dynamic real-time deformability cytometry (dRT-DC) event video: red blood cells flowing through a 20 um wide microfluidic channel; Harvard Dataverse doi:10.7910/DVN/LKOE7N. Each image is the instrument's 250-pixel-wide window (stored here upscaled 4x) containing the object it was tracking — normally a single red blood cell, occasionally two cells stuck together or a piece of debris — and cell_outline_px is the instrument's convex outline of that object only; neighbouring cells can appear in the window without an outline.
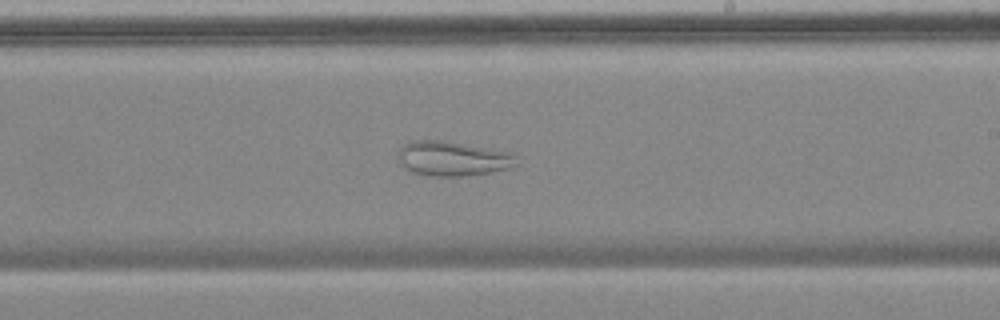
{"species": "common noctule bat (a hibernating species)", "species_latin": "Nyctalus noctula", "temperature_condition": "cold", "stored_images_in_passage": 43, "camera_frame_rate_fps": 3000, "um_per_image_px": 0.085, "animal": {"sex": "female", "body_mass_g": 18.4}, "frame": {"image": 1, "passage_image": 19, "time_ms": 6.0, "image_size_px": [1000, 320], "cell_outline_px": [[520, 164], [508, 168], [492, 172], [460, 176], [432, 176], [412, 172], [404, 168], [396, 156], [400, 148], [404, 144], [412, 140], [444, 140], [492, 148], [512, 152], [516, 156]], "centroid_in_image_um": [38.5, 13.46], "position_along_channel_um": 250.5, "area_um2": 24.33}}
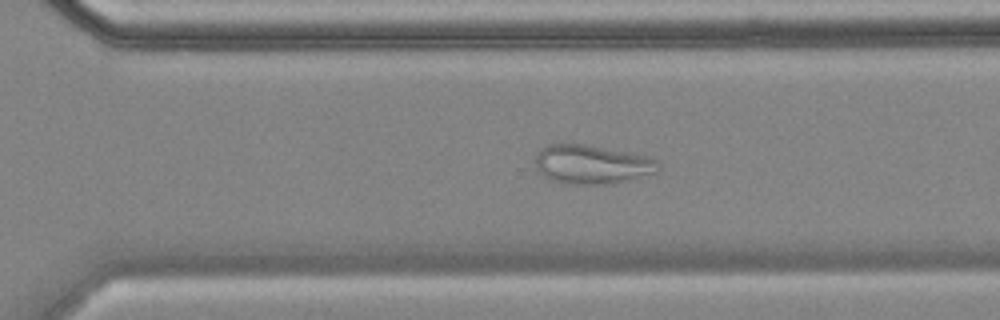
{"frame": {"image": 2, "passage_image": 25, "time_ms": 8.0, "image_size_px": [1000, 320], "cell_outline_px": [[660, 168], [656, 172], [628, 180], [608, 184], [572, 184], [552, 180], [544, 176], [536, 168], [536, 156], [548, 144], [572, 140], [648, 156], [656, 160], [660, 164]], "centroid_in_image_um": [50.31, 13.92], "position_along_channel_um": 320.3, "area_um2": 28.5}}